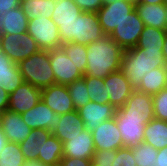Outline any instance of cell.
Segmentation results:
<instances>
[{"label": "cell", "instance_id": "30", "mask_svg": "<svg viewBox=\"0 0 167 166\" xmlns=\"http://www.w3.org/2000/svg\"><path fill=\"white\" fill-rule=\"evenodd\" d=\"M83 11L73 0H59L53 10L54 22H70L78 18Z\"/></svg>", "mask_w": 167, "mask_h": 166}, {"label": "cell", "instance_id": "31", "mask_svg": "<svg viewBox=\"0 0 167 166\" xmlns=\"http://www.w3.org/2000/svg\"><path fill=\"white\" fill-rule=\"evenodd\" d=\"M83 78L88 88L91 102L99 104L109 103V94H107L103 79L88 75H84Z\"/></svg>", "mask_w": 167, "mask_h": 166}, {"label": "cell", "instance_id": "50", "mask_svg": "<svg viewBox=\"0 0 167 166\" xmlns=\"http://www.w3.org/2000/svg\"><path fill=\"white\" fill-rule=\"evenodd\" d=\"M165 7H166V10H167V0H165V3H164Z\"/></svg>", "mask_w": 167, "mask_h": 166}, {"label": "cell", "instance_id": "22", "mask_svg": "<svg viewBox=\"0 0 167 166\" xmlns=\"http://www.w3.org/2000/svg\"><path fill=\"white\" fill-rule=\"evenodd\" d=\"M51 135L52 132L49 130H32L27 138L19 144L25 160H35L38 159V156H43L44 143Z\"/></svg>", "mask_w": 167, "mask_h": 166}, {"label": "cell", "instance_id": "51", "mask_svg": "<svg viewBox=\"0 0 167 166\" xmlns=\"http://www.w3.org/2000/svg\"><path fill=\"white\" fill-rule=\"evenodd\" d=\"M2 113H3V112H2V111H0V122H1V116H2Z\"/></svg>", "mask_w": 167, "mask_h": 166}, {"label": "cell", "instance_id": "24", "mask_svg": "<svg viewBox=\"0 0 167 166\" xmlns=\"http://www.w3.org/2000/svg\"><path fill=\"white\" fill-rule=\"evenodd\" d=\"M28 17L21 6L10 9L0 16V34H21L27 32Z\"/></svg>", "mask_w": 167, "mask_h": 166}, {"label": "cell", "instance_id": "33", "mask_svg": "<svg viewBox=\"0 0 167 166\" xmlns=\"http://www.w3.org/2000/svg\"><path fill=\"white\" fill-rule=\"evenodd\" d=\"M137 166H155L158 150L146 142L131 147Z\"/></svg>", "mask_w": 167, "mask_h": 166}, {"label": "cell", "instance_id": "52", "mask_svg": "<svg viewBox=\"0 0 167 166\" xmlns=\"http://www.w3.org/2000/svg\"><path fill=\"white\" fill-rule=\"evenodd\" d=\"M91 166H98V165H96V164H94L93 162L91 163Z\"/></svg>", "mask_w": 167, "mask_h": 166}, {"label": "cell", "instance_id": "40", "mask_svg": "<svg viewBox=\"0 0 167 166\" xmlns=\"http://www.w3.org/2000/svg\"><path fill=\"white\" fill-rule=\"evenodd\" d=\"M83 12L97 13L103 6V0H73Z\"/></svg>", "mask_w": 167, "mask_h": 166}, {"label": "cell", "instance_id": "11", "mask_svg": "<svg viewBox=\"0 0 167 166\" xmlns=\"http://www.w3.org/2000/svg\"><path fill=\"white\" fill-rule=\"evenodd\" d=\"M22 120L32 130L45 129L53 131L61 119V115L53 112L42 100L35 107L21 114Z\"/></svg>", "mask_w": 167, "mask_h": 166}, {"label": "cell", "instance_id": "41", "mask_svg": "<svg viewBox=\"0 0 167 166\" xmlns=\"http://www.w3.org/2000/svg\"><path fill=\"white\" fill-rule=\"evenodd\" d=\"M91 159L62 157L58 166H91Z\"/></svg>", "mask_w": 167, "mask_h": 166}, {"label": "cell", "instance_id": "37", "mask_svg": "<svg viewBox=\"0 0 167 166\" xmlns=\"http://www.w3.org/2000/svg\"><path fill=\"white\" fill-rule=\"evenodd\" d=\"M111 166H137L131 147H122L116 150V158Z\"/></svg>", "mask_w": 167, "mask_h": 166}, {"label": "cell", "instance_id": "45", "mask_svg": "<svg viewBox=\"0 0 167 166\" xmlns=\"http://www.w3.org/2000/svg\"><path fill=\"white\" fill-rule=\"evenodd\" d=\"M136 4H164L165 0H132Z\"/></svg>", "mask_w": 167, "mask_h": 166}, {"label": "cell", "instance_id": "4", "mask_svg": "<svg viewBox=\"0 0 167 166\" xmlns=\"http://www.w3.org/2000/svg\"><path fill=\"white\" fill-rule=\"evenodd\" d=\"M0 49L17 64L41 50L28 32L0 34Z\"/></svg>", "mask_w": 167, "mask_h": 166}, {"label": "cell", "instance_id": "35", "mask_svg": "<svg viewBox=\"0 0 167 166\" xmlns=\"http://www.w3.org/2000/svg\"><path fill=\"white\" fill-rule=\"evenodd\" d=\"M69 95L72 98L75 110L85 106L90 102V96L88 94V88L85 84L84 78L73 81L67 85Z\"/></svg>", "mask_w": 167, "mask_h": 166}, {"label": "cell", "instance_id": "6", "mask_svg": "<svg viewBox=\"0 0 167 166\" xmlns=\"http://www.w3.org/2000/svg\"><path fill=\"white\" fill-rule=\"evenodd\" d=\"M145 24L134 9L110 34V37L123 49L135 47Z\"/></svg>", "mask_w": 167, "mask_h": 166}, {"label": "cell", "instance_id": "25", "mask_svg": "<svg viewBox=\"0 0 167 166\" xmlns=\"http://www.w3.org/2000/svg\"><path fill=\"white\" fill-rule=\"evenodd\" d=\"M144 142L157 150L167 146V121L153 118L145 125Z\"/></svg>", "mask_w": 167, "mask_h": 166}, {"label": "cell", "instance_id": "43", "mask_svg": "<svg viewBox=\"0 0 167 166\" xmlns=\"http://www.w3.org/2000/svg\"><path fill=\"white\" fill-rule=\"evenodd\" d=\"M155 166H167V146L158 150Z\"/></svg>", "mask_w": 167, "mask_h": 166}, {"label": "cell", "instance_id": "48", "mask_svg": "<svg viewBox=\"0 0 167 166\" xmlns=\"http://www.w3.org/2000/svg\"><path fill=\"white\" fill-rule=\"evenodd\" d=\"M164 47L162 48V52H163V57H164V61L167 64V30H166V34H165V39H164Z\"/></svg>", "mask_w": 167, "mask_h": 166}, {"label": "cell", "instance_id": "46", "mask_svg": "<svg viewBox=\"0 0 167 166\" xmlns=\"http://www.w3.org/2000/svg\"><path fill=\"white\" fill-rule=\"evenodd\" d=\"M8 139L5 136L2 128L0 127V152L3 150L4 146L8 143Z\"/></svg>", "mask_w": 167, "mask_h": 166}, {"label": "cell", "instance_id": "1", "mask_svg": "<svg viewBox=\"0 0 167 166\" xmlns=\"http://www.w3.org/2000/svg\"><path fill=\"white\" fill-rule=\"evenodd\" d=\"M124 50L110 37L102 36L87 45V66L84 75L104 79L110 73L121 69Z\"/></svg>", "mask_w": 167, "mask_h": 166}, {"label": "cell", "instance_id": "39", "mask_svg": "<svg viewBox=\"0 0 167 166\" xmlns=\"http://www.w3.org/2000/svg\"><path fill=\"white\" fill-rule=\"evenodd\" d=\"M58 26L62 44L74 42L75 20L70 22H55Z\"/></svg>", "mask_w": 167, "mask_h": 166}, {"label": "cell", "instance_id": "3", "mask_svg": "<svg viewBox=\"0 0 167 166\" xmlns=\"http://www.w3.org/2000/svg\"><path fill=\"white\" fill-rule=\"evenodd\" d=\"M24 82L41 90L55 84L49 50H39L18 64Z\"/></svg>", "mask_w": 167, "mask_h": 166}, {"label": "cell", "instance_id": "5", "mask_svg": "<svg viewBox=\"0 0 167 166\" xmlns=\"http://www.w3.org/2000/svg\"><path fill=\"white\" fill-rule=\"evenodd\" d=\"M27 32L34 38L41 50L59 48L62 45L56 23L47 17L28 19Z\"/></svg>", "mask_w": 167, "mask_h": 166}, {"label": "cell", "instance_id": "18", "mask_svg": "<svg viewBox=\"0 0 167 166\" xmlns=\"http://www.w3.org/2000/svg\"><path fill=\"white\" fill-rule=\"evenodd\" d=\"M124 147H133L144 141L145 125L141 119L126 118L118 109L115 113Z\"/></svg>", "mask_w": 167, "mask_h": 166}, {"label": "cell", "instance_id": "2", "mask_svg": "<svg viewBox=\"0 0 167 166\" xmlns=\"http://www.w3.org/2000/svg\"><path fill=\"white\" fill-rule=\"evenodd\" d=\"M162 50H147L132 47L124 50L121 60V71L131 86L137 89L141 80L150 71L159 67H166Z\"/></svg>", "mask_w": 167, "mask_h": 166}, {"label": "cell", "instance_id": "49", "mask_svg": "<svg viewBox=\"0 0 167 166\" xmlns=\"http://www.w3.org/2000/svg\"><path fill=\"white\" fill-rule=\"evenodd\" d=\"M114 1H117V0H103V5L111 4Z\"/></svg>", "mask_w": 167, "mask_h": 166}, {"label": "cell", "instance_id": "27", "mask_svg": "<svg viewBox=\"0 0 167 166\" xmlns=\"http://www.w3.org/2000/svg\"><path fill=\"white\" fill-rule=\"evenodd\" d=\"M166 30L145 26L135 47L147 50H162Z\"/></svg>", "mask_w": 167, "mask_h": 166}, {"label": "cell", "instance_id": "7", "mask_svg": "<svg viewBox=\"0 0 167 166\" xmlns=\"http://www.w3.org/2000/svg\"><path fill=\"white\" fill-rule=\"evenodd\" d=\"M136 3L132 0H117L111 4L103 5L98 11L99 23L103 32L110 35L128 14L135 9Z\"/></svg>", "mask_w": 167, "mask_h": 166}, {"label": "cell", "instance_id": "42", "mask_svg": "<svg viewBox=\"0 0 167 166\" xmlns=\"http://www.w3.org/2000/svg\"><path fill=\"white\" fill-rule=\"evenodd\" d=\"M21 0H0V16H3L10 9L20 6Z\"/></svg>", "mask_w": 167, "mask_h": 166}, {"label": "cell", "instance_id": "32", "mask_svg": "<svg viewBox=\"0 0 167 166\" xmlns=\"http://www.w3.org/2000/svg\"><path fill=\"white\" fill-rule=\"evenodd\" d=\"M61 47L64 49L67 56L74 62L76 68L85 74L87 66V45L78 43H65Z\"/></svg>", "mask_w": 167, "mask_h": 166}, {"label": "cell", "instance_id": "8", "mask_svg": "<svg viewBox=\"0 0 167 166\" xmlns=\"http://www.w3.org/2000/svg\"><path fill=\"white\" fill-rule=\"evenodd\" d=\"M118 110L126 118L141 119L146 125L154 118L152 95L134 89L125 104Z\"/></svg>", "mask_w": 167, "mask_h": 166}, {"label": "cell", "instance_id": "9", "mask_svg": "<svg viewBox=\"0 0 167 166\" xmlns=\"http://www.w3.org/2000/svg\"><path fill=\"white\" fill-rule=\"evenodd\" d=\"M49 57L55 76V84L68 85L84 76L62 47L50 49Z\"/></svg>", "mask_w": 167, "mask_h": 166}, {"label": "cell", "instance_id": "14", "mask_svg": "<svg viewBox=\"0 0 167 166\" xmlns=\"http://www.w3.org/2000/svg\"><path fill=\"white\" fill-rule=\"evenodd\" d=\"M41 100L56 114L73 112L75 107L67 85L53 84L41 91Z\"/></svg>", "mask_w": 167, "mask_h": 166}, {"label": "cell", "instance_id": "19", "mask_svg": "<svg viewBox=\"0 0 167 166\" xmlns=\"http://www.w3.org/2000/svg\"><path fill=\"white\" fill-rule=\"evenodd\" d=\"M0 127L9 142L21 143L32 129L22 120L21 114L6 110L2 113Z\"/></svg>", "mask_w": 167, "mask_h": 166}, {"label": "cell", "instance_id": "26", "mask_svg": "<svg viewBox=\"0 0 167 166\" xmlns=\"http://www.w3.org/2000/svg\"><path fill=\"white\" fill-rule=\"evenodd\" d=\"M167 88V66L153 69L142 78L137 90L154 95Z\"/></svg>", "mask_w": 167, "mask_h": 166}, {"label": "cell", "instance_id": "12", "mask_svg": "<svg viewBox=\"0 0 167 166\" xmlns=\"http://www.w3.org/2000/svg\"><path fill=\"white\" fill-rule=\"evenodd\" d=\"M95 150H118L123 146L122 135L114 118L103 121L93 132Z\"/></svg>", "mask_w": 167, "mask_h": 166}, {"label": "cell", "instance_id": "20", "mask_svg": "<svg viewBox=\"0 0 167 166\" xmlns=\"http://www.w3.org/2000/svg\"><path fill=\"white\" fill-rule=\"evenodd\" d=\"M23 83L18 64L0 49V87L11 94Z\"/></svg>", "mask_w": 167, "mask_h": 166}, {"label": "cell", "instance_id": "38", "mask_svg": "<svg viewBox=\"0 0 167 166\" xmlns=\"http://www.w3.org/2000/svg\"><path fill=\"white\" fill-rule=\"evenodd\" d=\"M116 158V150H95L92 162L98 166H111Z\"/></svg>", "mask_w": 167, "mask_h": 166}, {"label": "cell", "instance_id": "15", "mask_svg": "<svg viewBox=\"0 0 167 166\" xmlns=\"http://www.w3.org/2000/svg\"><path fill=\"white\" fill-rule=\"evenodd\" d=\"M116 110L110 103L99 104L90 101L77 112L84 122V128L93 132L103 121L114 118Z\"/></svg>", "mask_w": 167, "mask_h": 166}, {"label": "cell", "instance_id": "36", "mask_svg": "<svg viewBox=\"0 0 167 166\" xmlns=\"http://www.w3.org/2000/svg\"><path fill=\"white\" fill-rule=\"evenodd\" d=\"M154 118L167 121V88L152 95Z\"/></svg>", "mask_w": 167, "mask_h": 166}, {"label": "cell", "instance_id": "16", "mask_svg": "<svg viewBox=\"0 0 167 166\" xmlns=\"http://www.w3.org/2000/svg\"><path fill=\"white\" fill-rule=\"evenodd\" d=\"M41 89L24 82L13 93L9 94L10 111L22 114L33 107L41 100Z\"/></svg>", "mask_w": 167, "mask_h": 166}, {"label": "cell", "instance_id": "23", "mask_svg": "<svg viewBox=\"0 0 167 166\" xmlns=\"http://www.w3.org/2000/svg\"><path fill=\"white\" fill-rule=\"evenodd\" d=\"M84 129V122L77 110L61 115L60 122L53 129L52 135L56 136L62 143L68 141L70 137L81 134Z\"/></svg>", "mask_w": 167, "mask_h": 166}, {"label": "cell", "instance_id": "34", "mask_svg": "<svg viewBox=\"0 0 167 166\" xmlns=\"http://www.w3.org/2000/svg\"><path fill=\"white\" fill-rule=\"evenodd\" d=\"M24 162L19 143L8 142L0 152V166H23Z\"/></svg>", "mask_w": 167, "mask_h": 166}, {"label": "cell", "instance_id": "17", "mask_svg": "<svg viewBox=\"0 0 167 166\" xmlns=\"http://www.w3.org/2000/svg\"><path fill=\"white\" fill-rule=\"evenodd\" d=\"M95 152L92 132L83 129L81 134H76L63 143V157L92 159Z\"/></svg>", "mask_w": 167, "mask_h": 166}, {"label": "cell", "instance_id": "10", "mask_svg": "<svg viewBox=\"0 0 167 166\" xmlns=\"http://www.w3.org/2000/svg\"><path fill=\"white\" fill-rule=\"evenodd\" d=\"M104 35L97 13L85 11L75 19L74 43L89 45Z\"/></svg>", "mask_w": 167, "mask_h": 166}, {"label": "cell", "instance_id": "44", "mask_svg": "<svg viewBox=\"0 0 167 166\" xmlns=\"http://www.w3.org/2000/svg\"><path fill=\"white\" fill-rule=\"evenodd\" d=\"M9 94L0 87V111L4 112L8 109Z\"/></svg>", "mask_w": 167, "mask_h": 166}, {"label": "cell", "instance_id": "47", "mask_svg": "<svg viewBox=\"0 0 167 166\" xmlns=\"http://www.w3.org/2000/svg\"><path fill=\"white\" fill-rule=\"evenodd\" d=\"M23 166H46L40 160H25Z\"/></svg>", "mask_w": 167, "mask_h": 166}, {"label": "cell", "instance_id": "28", "mask_svg": "<svg viewBox=\"0 0 167 166\" xmlns=\"http://www.w3.org/2000/svg\"><path fill=\"white\" fill-rule=\"evenodd\" d=\"M56 2L52 0H25L21 1V8L28 19L42 17L52 18Z\"/></svg>", "mask_w": 167, "mask_h": 166}, {"label": "cell", "instance_id": "13", "mask_svg": "<svg viewBox=\"0 0 167 166\" xmlns=\"http://www.w3.org/2000/svg\"><path fill=\"white\" fill-rule=\"evenodd\" d=\"M103 81L107 94H109V103L116 109L125 104L134 90L121 70L110 73Z\"/></svg>", "mask_w": 167, "mask_h": 166}, {"label": "cell", "instance_id": "21", "mask_svg": "<svg viewBox=\"0 0 167 166\" xmlns=\"http://www.w3.org/2000/svg\"><path fill=\"white\" fill-rule=\"evenodd\" d=\"M135 9L145 26L167 30V10L164 4H136Z\"/></svg>", "mask_w": 167, "mask_h": 166}, {"label": "cell", "instance_id": "29", "mask_svg": "<svg viewBox=\"0 0 167 166\" xmlns=\"http://www.w3.org/2000/svg\"><path fill=\"white\" fill-rule=\"evenodd\" d=\"M63 157V143L54 135H51L44 143L43 156H38L46 166H58Z\"/></svg>", "mask_w": 167, "mask_h": 166}]
</instances>
